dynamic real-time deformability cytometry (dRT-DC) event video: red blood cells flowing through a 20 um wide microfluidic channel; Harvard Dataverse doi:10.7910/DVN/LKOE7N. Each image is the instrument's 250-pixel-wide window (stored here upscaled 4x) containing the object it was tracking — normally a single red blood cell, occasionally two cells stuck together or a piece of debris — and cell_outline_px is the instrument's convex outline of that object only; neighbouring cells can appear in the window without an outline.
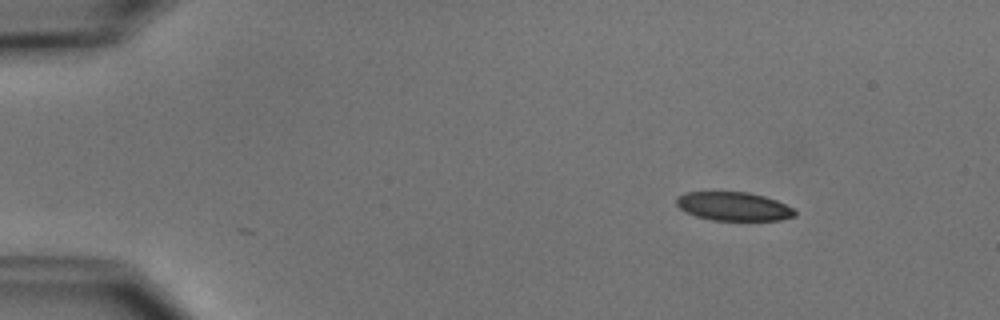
{"species": "common noctule bat (a hibernating species)", "species_latin": "Nyctalus noctula", "temperature_condition": "cold", "stored_images_in_passage": 47, "camera_frame_rate_fps": 3000, "um_per_image_px": 0.085, "animal": {"sex": "male", "body_mass_g": 15.6}, "frame": {"image": 1, "passage_image": 1, "time_ms": 0.0, "image_size_px": [1000, 320], "cell_outline_px": [[796, 216], [780, 220], [712, 220], [696, 216], [684, 212], [676, 204], [676, 196], [688, 192], [748, 192], [764, 196], [776, 200], [792, 208], [796, 212]], "centroid_in_image_um": [62.33, 17.54], "position_along_channel_um": 22.7, "area_um2": 19.77}}
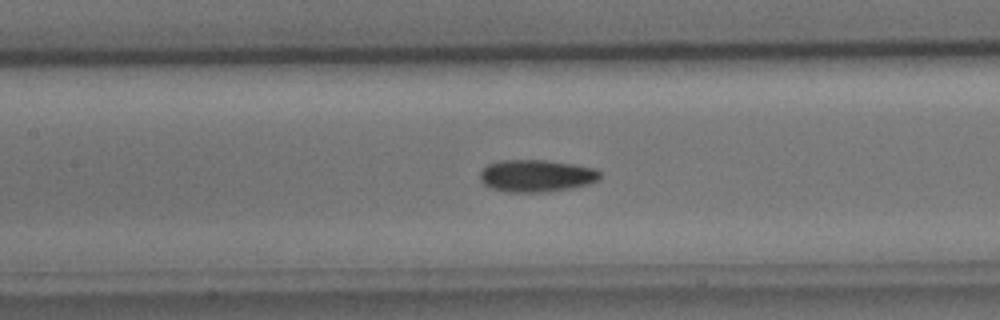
{"frame": {"image": 2, "passage_image": 19, "time_ms": 6.0, "image_size_px": [1000, 320], "cell_outline_px": [[600, 180], [588, 184], [572, 188], [548, 192], [504, 192], [492, 188], [484, 184], [480, 180], [480, 172], [488, 164], [500, 160], [548, 160], [596, 168], [600, 172]], "centroid_in_image_um": [45.6, 14.94], "position_along_channel_um": 161.8, "area_um2": 22.72}}
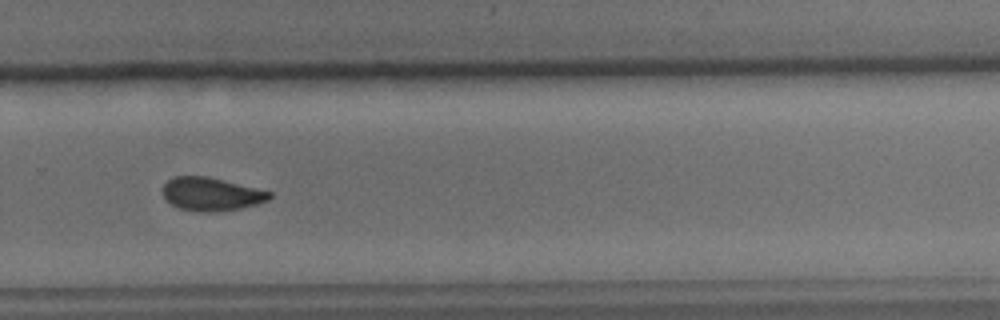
{"frame": {"image": 3, "passage_image": 31, "time_ms": 10.0, "image_size_px": [1000, 320], "cell_outline_px": [[272, 196], [268, 200], [256, 204], [240, 208], [216, 212], [200, 212], [180, 208], [172, 204], [164, 196], [164, 184], [172, 176], [208, 176], [272, 192]], "centroid_in_image_um": [17.97, 16.49], "position_along_channel_um": 311.8, "area_um2": 20.52}, "authors_computed_cell_mechanics": {"area_um2": 21.2126, "velocity_mm_per_s": 3.7654, "shape_relaxation_time_tau1_ms": 4.2639, "shape_relaxation_time_tau2_ms": 7.0862, "deformation_change_tau1": 0.109, "deformation_change_tau2": 0.1161}}